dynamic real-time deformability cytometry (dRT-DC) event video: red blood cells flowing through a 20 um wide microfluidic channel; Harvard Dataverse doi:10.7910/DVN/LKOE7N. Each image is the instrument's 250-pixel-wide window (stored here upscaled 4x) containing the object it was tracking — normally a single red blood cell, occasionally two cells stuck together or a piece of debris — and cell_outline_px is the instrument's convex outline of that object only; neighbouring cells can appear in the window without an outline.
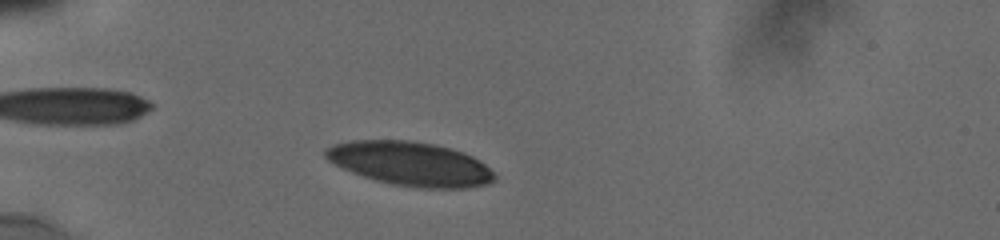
{"species": "human", "species_latin": "Homo sapiens", "temperature_condition": "cold", "stored_images_in_passage": 10, "camera_frame_rate_fps": 3000, "um_per_image_px": 0.085, "donor": {"sex": "male"}, "frame": {"image": 1, "passage_image": 8, "time_ms": 2.0, "image_size_px": [1000, 240], "cell_outline_px": [[496, 180], [488, 184], [468, 188], [416, 188], [392, 184], [376, 180], [352, 172], [328, 160], [324, 156], [324, 148], [332, 144], [352, 140], [408, 140], [436, 144], [452, 148], [464, 152], [472, 156], [484, 164], [496, 176]], "centroid_in_image_um": [34.88, 13.91], "position_along_channel_um": 50.1, "area_um2": 43.47}}